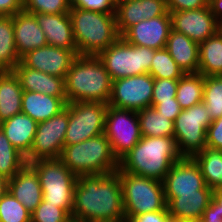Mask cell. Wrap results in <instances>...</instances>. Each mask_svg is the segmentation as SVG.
Instances as JSON below:
<instances>
[{
	"label": "cell",
	"instance_id": "cell-9",
	"mask_svg": "<svg viewBox=\"0 0 222 222\" xmlns=\"http://www.w3.org/2000/svg\"><path fill=\"white\" fill-rule=\"evenodd\" d=\"M211 123L204 102L181 110L174 121V138L183 158H193L206 147V133Z\"/></svg>",
	"mask_w": 222,
	"mask_h": 222
},
{
	"label": "cell",
	"instance_id": "cell-4",
	"mask_svg": "<svg viewBox=\"0 0 222 222\" xmlns=\"http://www.w3.org/2000/svg\"><path fill=\"white\" fill-rule=\"evenodd\" d=\"M69 16L78 55L98 56L120 37L115 13L83 10L71 6Z\"/></svg>",
	"mask_w": 222,
	"mask_h": 222
},
{
	"label": "cell",
	"instance_id": "cell-24",
	"mask_svg": "<svg viewBox=\"0 0 222 222\" xmlns=\"http://www.w3.org/2000/svg\"><path fill=\"white\" fill-rule=\"evenodd\" d=\"M165 49L184 74L198 73L199 44L197 42L171 29Z\"/></svg>",
	"mask_w": 222,
	"mask_h": 222
},
{
	"label": "cell",
	"instance_id": "cell-34",
	"mask_svg": "<svg viewBox=\"0 0 222 222\" xmlns=\"http://www.w3.org/2000/svg\"><path fill=\"white\" fill-rule=\"evenodd\" d=\"M203 102L212 121L222 117V75L204 76Z\"/></svg>",
	"mask_w": 222,
	"mask_h": 222
},
{
	"label": "cell",
	"instance_id": "cell-44",
	"mask_svg": "<svg viewBox=\"0 0 222 222\" xmlns=\"http://www.w3.org/2000/svg\"><path fill=\"white\" fill-rule=\"evenodd\" d=\"M170 214L168 208L161 211L147 212L133 216L128 222H168Z\"/></svg>",
	"mask_w": 222,
	"mask_h": 222
},
{
	"label": "cell",
	"instance_id": "cell-50",
	"mask_svg": "<svg viewBox=\"0 0 222 222\" xmlns=\"http://www.w3.org/2000/svg\"><path fill=\"white\" fill-rule=\"evenodd\" d=\"M65 222H82V221L71 216Z\"/></svg>",
	"mask_w": 222,
	"mask_h": 222
},
{
	"label": "cell",
	"instance_id": "cell-46",
	"mask_svg": "<svg viewBox=\"0 0 222 222\" xmlns=\"http://www.w3.org/2000/svg\"><path fill=\"white\" fill-rule=\"evenodd\" d=\"M23 10L19 0H0V15L13 16Z\"/></svg>",
	"mask_w": 222,
	"mask_h": 222
},
{
	"label": "cell",
	"instance_id": "cell-30",
	"mask_svg": "<svg viewBox=\"0 0 222 222\" xmlns=\"http://www.w3.org/2000/svg\"><path fill=\"white\" fill-rule=\"evenodd\" d=\"M20 61L15 45L13 16L0 15V72L13 71Z\"/></svg>",
	"mask_w": 222,
	"mask_h": 222
},
{
	"label": "cell",
	"instance_id": "cell-3",
	"mask_svg": "<svg viewBox=\"0 0 222 222\" xmlns=\"http://www.w3.org/2000/svg\"><path fill=\"white\" fill-rule=\"evenodd\" d=\"M67 103H108L113 80L98 56L77 55L65 79Z\"/></svg>",
	"mask_w": 222,
	"mask_h": 222
},
{
	"label": "cell",
	"instance_id": "cell-28",
	"mask_svg": "<svg viewBox=\"0 0 222 222\" xmlns=\"http://www.w3.org/2000/svg\"><path fill=\"white\" fill-rule=\"evenodd\" d=\"M198 73L203 76L222 75V29L199 44Z\"/></svg>",
	"mask_w": 222,
	"mask_h": 222
},
{
	"label": "cell",
	"instance_id": "cell-27",
	"mask_svg": "<svg viewBox=\"0 0 222 222\" xmlns=\"http://www.w3.org/2000/svg\"><path fill=\"white\" fill-rule=\"evenodd\" d=\"M23 89L13 71L0 72V122L22 113Z\"/></svg>",
	"mask_w": 222,
	"mask_h": 222
},
{
	"label": "cell",
	"instance_id": "cell-25",
	"mask_svg": "<svg viewBox=\"0 0 222 222\" xmlns=\"http://www.w3.org/2000/svg\"><path fill=\"white\" fill-rule=\"evenodd\" d=\"M66 104V97H55L23 90L22 113L30 116L37 123L57 115L65 108Z\"/></svg>",
	"mask_w": 222,
	"mask_h": 222
},
{
	"label": "cell",
	"instance_id": "cell-48",
	"mask_svg": "<svg viewBox=\"0 0 222 222\" xmlns=\"http://www.w3.org/2000/svg\"><path fill=\"white\" fill-rule=\"evenodd\" d=\"M8 179L3 175H0V200L3 195L8 191Z\"/></svg>",
	"mask_w": 222,
	"mask_h": 222
},
{
	"label": "cell",
	"instance_id": "cell-47",
	"mask_svg": "<svg viewBox=\"0 0 222 222\" xmlns=\"http://www.w3.org/2000/svg\"><path fill=\"white\" fill-rule=\"evenodd\" d=\"M208 4L215 19L222 26V0H209Z\"/></svg>",
	"mask_w": 222,
	"mask_h": 222
},
{
	"label": "cell",
	"instance_id": "cell-39",
	"mask_svg": "<svg viewBox=\"0 0 222 222\" xmlns=\"http://www.w3.org/2000/svg\"><path fill=\"white\" fill-rule=\"evenodd\" d=\"M179 79L154 78L153 96L151 101H167L176 98Z\"/></svg>",
	"mask_w": 222,
	"mask_h": 222
},
{
	"label": "cell",
	"instance_id": "cell-33",
	"mask_svg": "<svg viewBox=\"0 0 222 222\" xmlns=\"http://www.w3.org/2000/svg\"><path fill=\"white\" fill-rule=\"evenodd\" d=\"M26 164L25 155L10 143L0 129V175L12 179Z\"/></svg>",
	"mask_w": 222,
	"mask_h": 222
},
{
	"label": "cell",
	"instance_id": "cell-1",
	"mask_svg": "<svg viewBox=\"0 0 222 222\" xmlns=\"http://www.w3.org/2000/svg\"><path fill=\"white\" fill-rule=\"evenodd\" d=\"M71 216L82 222H126L122 184L117 171L79 176Z\"/></svg>",
	"mask_w": 222,
	"mask_h": 222
},
{
	"label": "cell",
	"instance_id": "cell-15",
	"mask_svg": "<svg viewBox=\"0 0 222 222\" xmlns=\"http://www.w3.org/2000/svg\"><path fill=\"white\" fill-rule=\"evenodd\" d=\"M165 200L168 204L178 194L196 193L206 184L199 165L193 158L175 162L163 180Z\"/></svg>",
	"mask_w": 222,
	"mask_h": 222
},
{
	"label": "cell",
	"instance_id": "cell-19",
	"mask_svg": "<svg viewBox=\"0 0 222 222\" xmlns=\"http://www.w3.org/2000/svg\"><path fill=\"white\" fill-rule=\"evenodd\" d=\"M34 15L46 36L48 45L72 50L78 55L69 13Z\"/></svg>",
	"mask_w": 222,
	"mask_h": 222
},
{
	"label": "cell",
	"instance_id": "cell-49",
	"mask_svg": "<svg viewBox=\"0 0 222 222\" xmlns=\"http://www.w3.org/2000/svg\"><path fill=\"white\" fill-rule=\"evenodd\" d=\"M212 198L219 204V210L222 212V189L213 190Z\"/></svg>",
	"mask_w": 222,
	"mask_h": 222
},
{
	"label": "cell",
	"instance_id": "cell-17",
	"mask_svg": "<svg viewBox=\"0 0 222 222\" xmlns=\"http://www.w3.org/2000/svg\"><path fill=\"white\" fill-rule=\"evenodd\" d=\"M171 29V16L167 11L163 16L133 25L121 37L130 45L159 50L165 48Z\"/></svg>",
	"mask_w": 222,
	"mask_h": 222
},
{
	"label": "cell",
	"instance_id": "cell-23",
	"mask_svg": "<svg viewBox=\"0 0 222 222\" xmlns=\"http://www.w3.org/2000/svg\"><path fill=\"white\" fill-rule=\"evenodd\" d=\"M213 190L207 185L196 193L178 194L168 204L170 217L184 220H200L209 205Z\"/></svg>",
	"mask_w": 222,
	"mask_h": 222
},
{
	"label": "cell",
	"instance_id": "cell-38",
	"mask_svg": "<svg viewBox=\"0 0 222 222\" xmlns=\"http://www.w3.org/2000/svg\"><path fill=\"white\" fill-rule=\"evenodd\" d=\"M71 215L63 208L42 202L31 213V222H65Z\"/></svg>",
	"mask_w": 222,
	"mask_h": 222
},
{
	"label": "cell",
	"instance_id": "cell-16",
	"mask_svg": "<svg viewBox=\"0 0 222 222\" xmlns=\"http://www.w3.org/2000/svg\"><path fill=\"white\" fill-rule=\"evenodd\" d=\"M76 56L72 50L46 45L27 52L21 62L31 69L65 79Z\"/></svg>",
	"mask_w": 222,
	"mask_h": 222
},
{
	"label": "cell",
	"instance_id": "cell-2",
	"mask_svg": "<svg viewBox=\"0 0 222 222\" xmlns=\"http://www.w3.org/2000/svg\"><path fill=\"white\" fill-rule=\"evenodd\" d=\"M182 158L174 137L142 136L139 142L119 160L117 171L163 182L172 165Z\"/></svg>",
	"mask_w": 222,
	"mask_h": 222
},
{
	"label": "cell",
	"instance_id": "cell-12",
	"mask_svg": "<svg viewBox=\"0 0 222 222\" xmlns=\"http://www.w3.org/2000/svg\"><path fill=\"white\" fill-rule=\"evenodd\" d=\"M68 122L69 110L66 107L50 119L38 122L32 148L25 156L27 164L60 158Z\"/></svg>",
	"mask_w": 222,
	"mask_h": 222
},
{
	"label": "cell",
	"instance_id": "cell-20",
	"mask_svg": "<svg viewBox=\"0 0 222 222\" xmlns=\"http://www.w3.org/2000/svg\"><path fill=\"white\" fill-rule=\"evenodd\" d=\"M13 28L15 45L20 58L31 50L48 45L35 15L24 9L13 15Z\"/></svg>",
	"mask_w": 222,
	"mask_h": 222
},
{
	"label": "cell",
	"instance_id": "cell-32",
	"mask_svg": "<svg viewBox=\"0 0 222 222\" xmlns=\"http://www.w3.org/2000/svg\"><path fill=\"white\" fill-rule=\"evenodd\" d=\"M204 76L200 73H186L178 82L176 100L182 110L203 102Z\"/></svg>",
	"mask_w": 222,
	"mask_h": 222
},
{
	"label": "cell",
	"instance_id": "cell-42",
	"mask_svg": "<svg viewBox=\"0 0 222 222\" xmlns=\"http://www.w3.org/2000/svg\"><path fill=\"white\" fill-rule=\"evenodd\" d=\"M206 146L222 150V117L212 121L206 133Z\"/></svg>",
	"mask_w": 222,
	"mask_h": 222
},
{
	"label": "cell",
	"instance_id": "cell-41",
	"mask_svg": "<svg viewBox=\"0 0 222 222\" xmlns=\"http://www.w3.org/2000/svg\"><path fill=\"white\" fill-rule=\"evenodd\" d=\"M151 106L154 107L158 113H161L173 122L182 110L176 98H171L167 101H151Z\"/></svg>",
	"mask_w": 222,
	"mask_h": 222
},
{
	"label": "cell",
	"instance_id": "cell-29",
	"mask_svg": "<svg viewBox=\"0 0 222 222\" xmlns=\"http://www.w3.org/2000/svg\"><path fill=\"white\" fill-rule=\"evenodd\" d=\"M193 159L201 169L205 184L212 190L222 189V150L206 146Z\"/></svg>",
	"mask_w": 222,
	"mask_h": 222
},
{
	"label": "cell",
	"instance_id": "cell-18",
	"mask_svg": "<svg viewBox=\"0 0 222 222\" xmlns=\"http://www.w3.org/2000/svg\"><path fill=\"white\" fill-rule=\"evenodd\" d=\"M166 12V0H116L118 34L121 37L133 25L163 16Z\"/></svg>",
	"mask_w": 222,
	"mask_h": 222
},
{
	"label": "cell",
	"instance_id": "cell-52",
	"mask_svg": "<svg viewBox=\"0 0 222 222\" xmlns=\"http://www.w3.org/2000/svg\"><path fill=\"white\" fill-rule=\"evenodd\" d=\"M19 1L24 6L27 3L28 0H19Z\"/></svg>",
	"mask_w": 222,
	"mask_h": 222
},
{
	"label": "cell",
	"instance_id": "cell-51",
	"mask_svg": "<svg viewBox=\"0 0 222 222\" xmlns=\"http://www.w3.org/2000/svg\"><path fill=\"white\" fill-rule=\"evenodd\" d=\"M168 222H188V221H184V220H180V219L170 217Z\"/></svg>",
	"mask_w": 222,
	"mask_h": 222
},
{
	"label": "cell",
	"instance_id": "cell-21",
	"mask_svg": "<svg viewBox=\"0 0 222 222\" xmlns=\"http://www.w3.org/2000/svg\"><path fill=\"white\" fill-rule=\"evenodd\" d=\"M8 191L31 213L43 200L38 175L29 164L9 179Z\"/></svg>",
	"mask_w": 222,
	"mask_h": 222
},
{
	"label": "cell",
	"instance_id": "cell-45",
	"mask_svg": "<svg viewBox=\"0 0 222 222\" xmlns=\"http://www.w3.org/2000/svg\"><path fill=\"white\" fill-rule=\"evenodd\" d=\"M201 220L203 222H222V212L219 210V204L213 198L203 211Z\"/></svg>",
	"mask_w": 222,
	"mask_h": 222
},
{
	"label": "cell",
	"instance_id": "cell-22",
	"mask_svg": "<svg viewBox=\"0 0 222 222\" xmlns=\"http://www.w3.org/2000/svg\"><path fill=\"white\" fill-rule=\"evenodd\" d=\"M13 72L25 91L39 92L55 97H66L64 78L31 69L21 61L14 67Z\"/></svg>",
	"mask_w": 222,
	"mask_h": 222
},
{
	"label": "cell",
	"instance_id": "cell-8",
	"mask_svg": "<svg viewBox=\"0 0 222 222\" xmlns=\"http://www.w3.org/2000/svg\"><path fill=\"white\" fill-rule=\"evenodd\" d=\"M155 49L128 44L119 37L98 57L112 80L149 73Z\"/></svg>",
	"mask_w": 222,
	"mask_h": 222
},
{
	"label": "cell",
	"instance_id": "cell-5",
	"mask_svg": "<svg viewBox=\"0 0 222 222\" xmlns=\"http://www.w3.org/2000/svg\"><path fill=\"white\" fill-rule=\"evenodd\" d=\"M59 159L77 177L109 174L119 168V161L113 155L110 142L104 133L64 146Z\"/></svg>",
	"mask_w": 222,
	"mask_h": 222
},
{
	"label": "cell",
	"instance_id": "cell-14",
	"mask_svg": "<svg viewBox=\"0 0 222 222\" xmlns=\"http://www.w3.org/2000/svg\"><path fill=\"white\" fill-rule=\"evenodd\" d=\"M172 30L200 44L216 34L222 26L215 19L209 4L196 10L169 12Z\"/></svg>",
	"mask_w": 222,
	"mask_h": 222
},
{
	"label": "cell",
	"instance_id": "cell-36",
	"mask_svg": "<svg viewBox=\"0 0 222 222\" xmlns=\"http://www.w3.org/2000/svg\"><path fill=\"white\" fill-rule=\"evenodd\" d=\"M0 222H31V212L7 191L0 200Z\"/></svg>",
	"mask_w": 222,
	"mask_h": 222
},
{
	"label": "cell",
	"instance_id": "cell-40",
	"mask_svg": "<svg viewBox=\"0 0 222 222\" xmlns=\"http://www.w3.org/2000/svg\"><path fill=\"white\" fill-rule=\"evenodd\" d=\"M71 6L96 12L115 13L116 0H74Z\"/></svg>",
	"mask_w": 222,
	"mask_h": 222
},
{
	"label": "cell",
	"instance_id": "cell-53",
	"mask_svg": "<svg viewBox=\"0 0 222 222\" xmlns=\"http://www.w3.org/2000/svg\"><path fill=\"white\" fill-rule=\"evenodd\" d=\"M188 222H203V221L200 219V220H192V221H188Z\"/></svg>",
	"mask_w": 222,
	"mask_h": 222
},
{
	"label": "cell",
	"instance_id": "cell-7",
	"mask_svg": "<svg viewBox=\"0 0 222 222\" xmlns=\"http://www.w3.org/2000/svg\"><path fill=\"white\" fill-rule=\"evenodd\" d=\"M29 165L38 175L43 200L65 209L71 215L78 177L60 159L37 160Z\"/></svg>",
	"mask_w": 222,
	"mask_h": 222
},
{
	"label": "cell",
	"instance_id": "cell-43",
	"mask_svg": "<svg viewBox=\"0 0 222 222\" xmlns=\"http://www.w3.org/2000/svg\"><path fill=\"white\" fill-rule=\"evenodd\" d=\"M209 0H166L168 12L196 10L208 5Z\"/></svg>",
	"mask_w": 222,
	"mask_h": 222
},
{
	"label": "cell",
	"instance_id": "cell-31",
	"mask_svg": "<svg viewBox=\"0 0 222 222\" xmlns=\"http://www.w3.org/2000/svg\"><path fill=\"white\" fill-rule=\"evenodd\" d=\"M142 136L174 137V122L150 106L137 112Z\"/></svg>",
	"mask_w": 222,
	"mask_h": 222
},
{
	"label": "cell",
	"instance_id": "cell-37",
	"mask_svg": "<svg viewBox=\"0 0 222 222\" xmlns=\"http://www.w3.org/2000/svg\"><path fill=\"white\" fill-rule=\"evenodd\" d=\"M69 0H28L23 9L29 13L60 14L69 13Z\"/></svg>",
	"mask_w": 222,
	"mask_h": 222
},
{
	"label": "cell",
	"instance_id": "cell-6",
	"mask_svg": "<svg viewBox=\"0 0 222 222\" xmlns=\"http://www.w3.org/2000/svg\"><path fill=\"white\" fill-rule=\"evenodd\" d=\"M122 184L126 222L133 216L167 208L163 182L124 171H117Z\"/></svg>",
	"mask_w": 222,
	"mask_h": 222
},
{
	"label": "cell",
	"instance_id": "cell-13",
	"mask_svg": "<svg viewBox=\"0 0 222 222\" xmlns=\"http://www.w3.org/2000/svg\"><path fill=\"white\" fill-rule=\"evenodd\" d=\"M154 78L141 74L113 80L109 106L140 111L151 106Z\"/></svg>",
	"mask_w": 222,
	"mask_h": 222
},
{
	"label": "cell",
	"instance_id": "cell-10",
	"mask_svg": "<svg viewBox=\"0 0 222 222\" xmlns=\"http://www.w3.org/2000/svg\"><path fill=\"white\" fill-rule=\"evenodd\" d=\"M69 110L64 146L90 139L105 131V115L108 104L103 102H72L65 106Z\"/></svg>",
	"mask_w": 222,
	"mask_h": 222
},
{
	"label": "cell",
	"instance_id": "cell-35",
	"mask_svg": "<svg viewBox=\"0 0 222 222\" xmlns=\"http://www.w3.org/2000/svg\"><path fill=\"white\" fill-rule=\"evenodd\" d=\"M149 74L157 79H180L184 72L165 49L156 50L151 61Z\"/></svg>",
	"mask_w": 222,
	"mask_h": 222
},
{
	"label": "cell",
	"instance_id": "cell-11",
	"mask_svg": "<svg viewBox=\"0 0 222 222\" xmlns=\"http://www.w3.org/2000/svg\"><path fill=\"white\" fill-rule=\"evenodd\" d=\"M104 134L119 161L142 137L137 112L108 105Z\"/></svg>",
	"mask_w": 222,
	"mask_h": 222
},
{
	"label": "cell",
	"instance_id": "cell-26",
	"mask_svg": "<svg viewBox=\"0 0 222 222\" xmlns=\"http://www.w3.org/2000/svg\"><path fill=\"white\" fill-rule=\"evenodd\" d=\"M37 124L30 116L20 113L1 122L0 129L10 143L26 156L32 148Z\"/></svg>",
	"mask_w": 222,
	"mask_h": 222
}]
</instances>
